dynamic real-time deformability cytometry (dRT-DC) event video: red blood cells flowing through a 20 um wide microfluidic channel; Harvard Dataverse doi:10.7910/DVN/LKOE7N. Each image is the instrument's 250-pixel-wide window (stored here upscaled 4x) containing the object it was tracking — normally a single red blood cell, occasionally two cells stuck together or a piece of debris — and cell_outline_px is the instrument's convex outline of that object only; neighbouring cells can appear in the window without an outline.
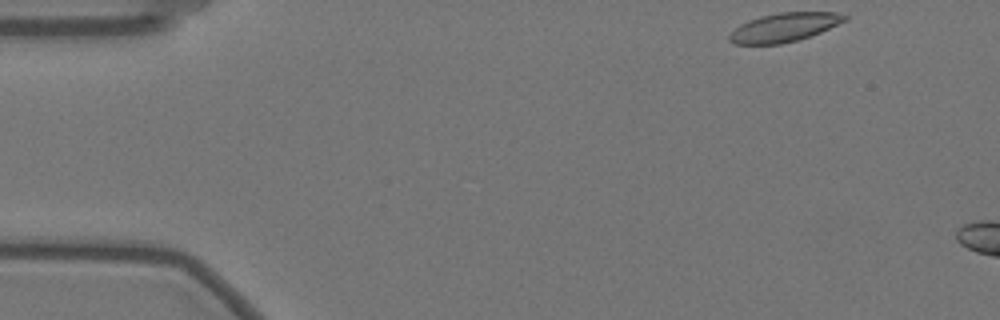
{"species": "Egyptian fruit bat (a non-hibernating species)", "species_latin": "Rousettus aegyptiacus", "temperature_condition": "warm", "stored_images_in_passage": 8, "camera_frame_rate_fps": 3000, "um_per_image_px": 0.085, "animal": {"sex": "female"}, "frame": {"image": 1, "passage_image": 1, "time_ms": 0.0, "image_size_px": [1000, 320], "cell_outline_px": [[848, 20], [820, 32], [796, 40], [780, 44], [736, 44], [728, 40], [728, 36], [740, 24], [748, 20], [760, 16], [780, 12], [836, 12], [848, 16]], "centroid_in_image_um": [66.66, 2.31], "position_along_channel_um": 18.3, "area_um2": 19.25}}